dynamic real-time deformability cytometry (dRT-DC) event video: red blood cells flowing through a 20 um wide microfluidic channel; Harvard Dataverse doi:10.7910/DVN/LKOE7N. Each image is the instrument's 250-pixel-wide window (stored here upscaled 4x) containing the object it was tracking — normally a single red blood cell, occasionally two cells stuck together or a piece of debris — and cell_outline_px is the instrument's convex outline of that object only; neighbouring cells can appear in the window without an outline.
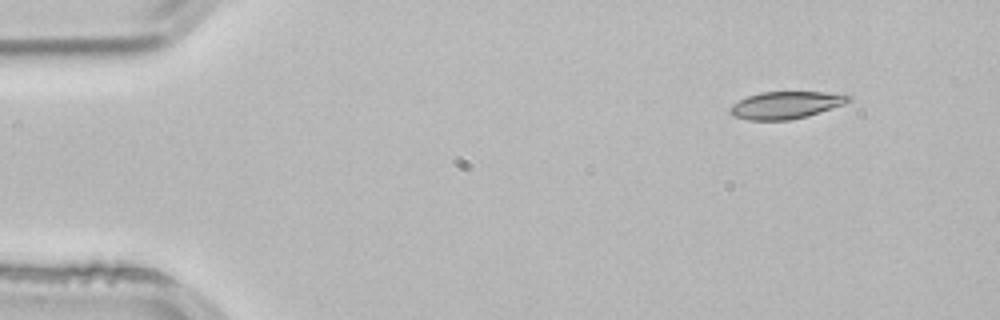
{"species": "common noctule bat (a hibernating species)", "species_latin": "Nyctalus noctula", "temperature_condition": "room temperature", "stored_images_in_passage": 3, "camera_frame_rate_fps": 3000, "um_per_image_px": 0.085, "animal": {"sex": "male", "body_mass_g": 21.5, "forearm_length_mm": 52.0}, "frame": {"image": 1, "passage_image": 1, "time_ms": 0.0, "image_size_px": [1000, 320], "cell_outline_px": [[852, 100], [844, 104], [804, 116], [788, 120], [748, 120], [736, 116], [728, 112], [732, 104], [748, 96], [760, 92], [824, 92], [852, 96]], "centroid_in_image_um": [66.77, 8.92], "position_along_channel_um": 18.2, "area_um2": 18.44}}
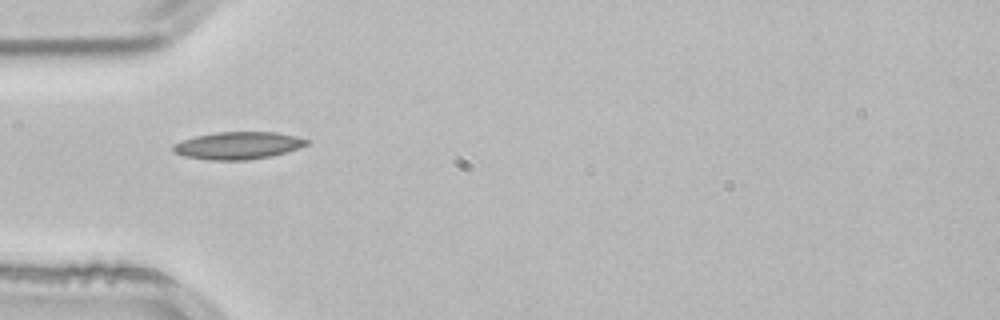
{"frame": {"image": 2, "passage_image": 3, "time_ms": 0.667, "image_size_px": [1000, 320], "cell_outline_px": [[308, 144], [300, 148], [272, 156], [248, 160], [212, 160], [184, 156], [176, 152], [172, 148], [172, 144], [196, 136], [216, 132], [276, 132], [296, 136], [308, 140]], "centroid_in_image_um": [20.26, 12.37], "position_along_channel_um": 64.7, "area_um2": 21.21}}